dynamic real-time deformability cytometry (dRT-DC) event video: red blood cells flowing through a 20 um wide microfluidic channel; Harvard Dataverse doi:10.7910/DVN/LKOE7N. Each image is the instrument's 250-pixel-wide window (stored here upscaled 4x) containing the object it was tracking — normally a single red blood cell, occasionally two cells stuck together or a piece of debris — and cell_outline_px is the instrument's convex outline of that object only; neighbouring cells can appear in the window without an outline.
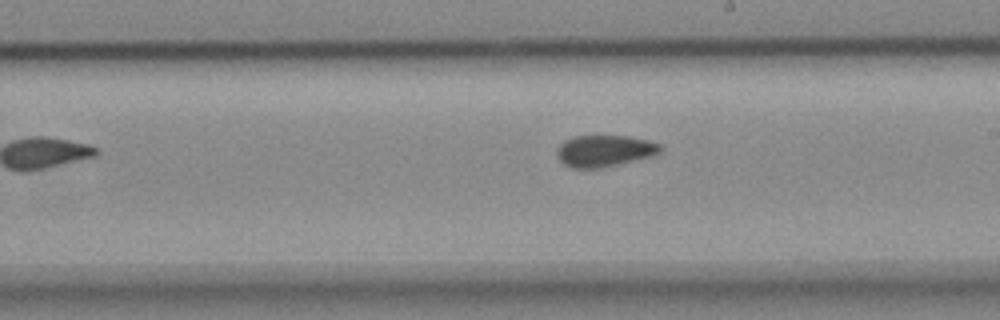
{"species": "common noctule bat (a hibernating species)", "species_latin": "Nyctalus noctula", "temperature_condition": "cold", "stored_images_in_passage": 14, "camera_frame_rate_fps": 3000, "um_per_image_px": 0.085, "animal": {"sex": "female", "body_mass_g": 18.4}, "frame": {"image": 1, "passage_image": 7, "time_ms": 2.0, "image_size_px": [1000, 320], "cell_outline_px": [[664, 148], [660, 152], [648, 156], [600, 168], [572, 168], [564, 164], [556, 156], [556, 148], [564, 140], [572, 136], [628, 136], [648, 140], [660, 144]], "centroid_in_image_um": [51.32, 12.81], "position_along_channel_um": 237.7, "area_um2": 18.9}}